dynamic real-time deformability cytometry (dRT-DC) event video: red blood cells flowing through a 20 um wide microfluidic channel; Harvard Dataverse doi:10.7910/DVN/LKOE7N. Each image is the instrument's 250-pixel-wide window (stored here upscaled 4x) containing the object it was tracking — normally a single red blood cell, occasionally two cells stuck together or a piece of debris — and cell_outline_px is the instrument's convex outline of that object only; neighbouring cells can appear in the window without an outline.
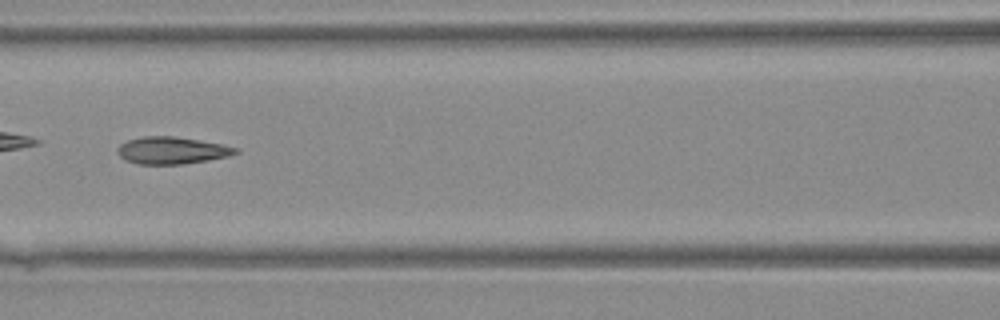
{"species": "Egyptian fruit bat (a non-hibernating species)", "species_latin": "Rousettus aegyptiacus", "temperature_condition": "warm", "stored_images_in_passage": 32, "camera_frame_rate_fps": 3000, "um_per_image_px": 0.085, "animal": {"sex": "female"}, "frame": {"image": 1, "passage_image": 10, "time_ms": 3.0, "image_size_px": [1000, 320], "cell_outline_px": [[240, 152], [228, 156], [208, 160], [180, 164], [140, 164], [128, 160], [120, 156], [116, 148], [120, 144], [128, 140], [140, 136], [172, 136], [200, 140], [240, 148]], "centroid_in_image_um": [14.62, 12.77], "position_along_channel_um": 152.0, "area_um2": 18.55}}